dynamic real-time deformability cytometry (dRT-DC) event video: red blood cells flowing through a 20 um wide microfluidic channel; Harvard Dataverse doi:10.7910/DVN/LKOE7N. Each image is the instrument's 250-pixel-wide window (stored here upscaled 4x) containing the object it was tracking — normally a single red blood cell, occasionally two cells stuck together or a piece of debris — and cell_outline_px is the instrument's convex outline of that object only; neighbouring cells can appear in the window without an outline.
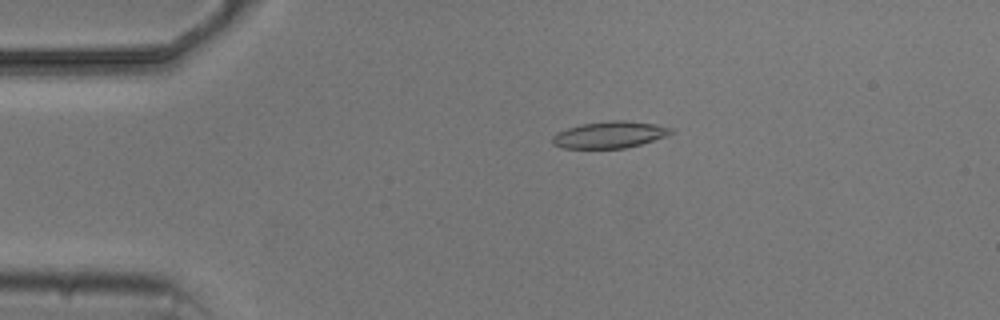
{"species": "common noctule bat (a hibernating species)", "species_latin": "Nyctalus noctula", "temperature_condition": "cold", "stored_images_in_passage": 5, "camera_frame_rate_fps": 3000, "um_per_image_px": 0.085, "animal": {"sex": "male", "body_mass_g": 20.5, "forearm_length_mm": 52.5}, "frame": {"image": 1, "passage_image": 4, "time_ms": 3.333, "image_size_px": [1000, 320], "cell_outline_px": [[676, 128], [672, 132], [664, 136], [640, 144], [624, 148], [564, 148], [552, 144], [552, 136], [556, 132], [580, 124], [608, 120], [624, 120], [656, 124]], "centroid_in_image_um": [51.8, 11.44], "position_along_channel_um": 33.2, "area_um2": 18.44}}